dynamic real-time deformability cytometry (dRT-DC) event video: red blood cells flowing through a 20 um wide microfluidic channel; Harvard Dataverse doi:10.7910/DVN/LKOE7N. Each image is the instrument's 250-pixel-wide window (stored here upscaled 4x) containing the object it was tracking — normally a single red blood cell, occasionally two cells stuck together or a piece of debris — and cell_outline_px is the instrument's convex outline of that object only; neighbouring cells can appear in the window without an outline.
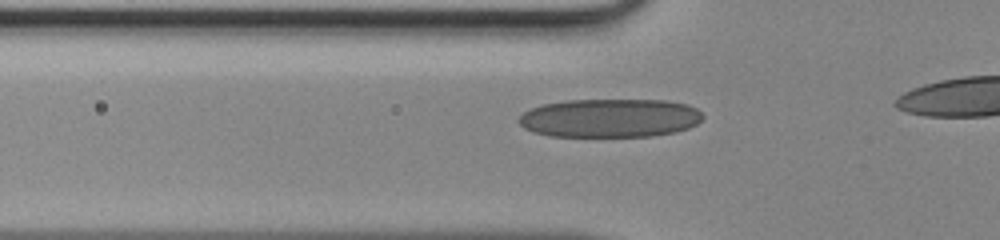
{"species": "human", "species_latin": "Homo sapiens", "temperature_condition": "room temperature", "stored_images_in_passage": 32, "camera_frame_rate_fps": 3000, "um_per_image_px": 0.085, "donor": {"sex": "male"}, "frame": {"image": 1, "passage_image": 9, "time_ms": 2.667, "image_size_px": [1000, 240], "cell_outline_px": [[704, 116], [696, 124], [688, 128], [676, 132], [652, 136], [548, 136], [532, 132], [524, 128], [516, 120], [524, 112], [540, 104], [568, 100], [668, 100], [688, 104], [696, 108]], "centroid_in_image_um": [51.83, 10.03], "position_along_channel_um": 74.0, "area_um2": 41.67}}
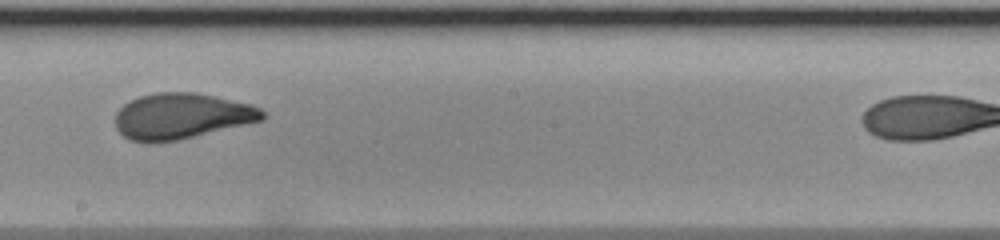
{"frame": {"image": 2, "passage_image": 20, "time_ms": 6.333, "image_size_px": [1000, 240], "cell_outline_px": [[264, 120], [176, 140], [152, 144], [148, 144], [128, 140], [116, 128], [116, 112], [124, 104], [140, 96], [156, 92], [196, 92], [216, 96], [252, 104], [260, 108], [264, 112]], "centroid_in_image_um": [15.41, 9.87], "position_along_channel_um": 232.8, "area_um2": 39.42}}
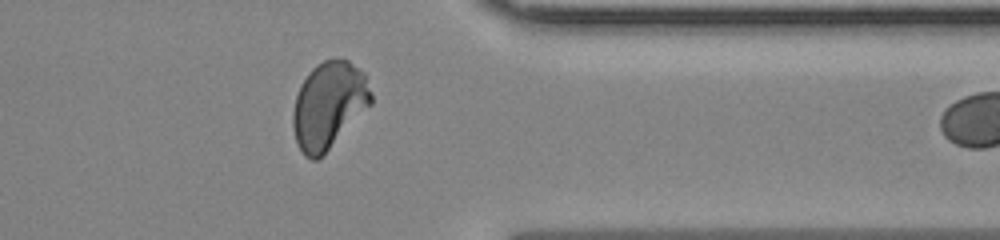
{"frame": {"image": 3, "passage_image": 31, "time_ms": 10.0, "image_size_px": [1000, 240], "cell_outline_px": [[372, 104], [316, 160], [312, 160], [304, 156], [296, 144], [292, 128], [292, 116], [296, 96], [308, 72], [316, 64], [324, 60], [348, 60], [360, 68], [364, 72], [372, 92]], "centroid_in_image_um": [27.94, 8.93], "position_along_channel_um": 383.5, "area_um2": 39.19}}